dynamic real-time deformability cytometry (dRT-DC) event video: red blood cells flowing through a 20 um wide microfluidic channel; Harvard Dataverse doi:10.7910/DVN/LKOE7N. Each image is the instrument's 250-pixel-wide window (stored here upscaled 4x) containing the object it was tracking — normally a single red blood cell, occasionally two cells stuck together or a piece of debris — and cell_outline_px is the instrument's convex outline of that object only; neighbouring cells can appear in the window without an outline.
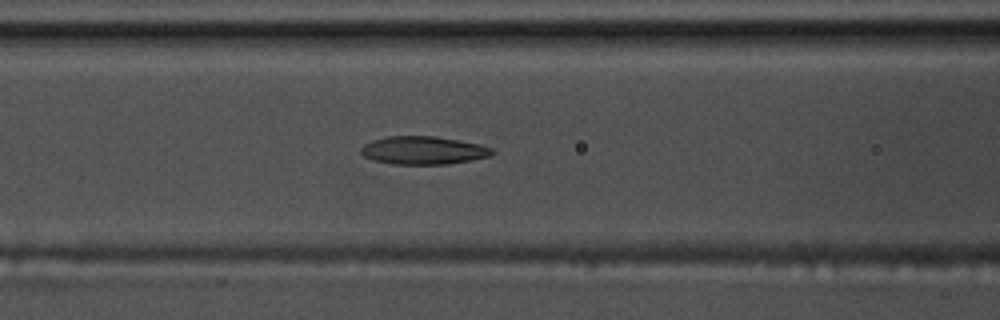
{"species": "common noctule bat (a hibernating species)", "species_latin": "Nyctalus noctula", "temperature_condition": "warm", "stored_images_in_passage": 49, "camera_frame_rate_fps": 3000, "um_per_image_px": 0.085, "animal": {"sex": "male", "body_mass_g": 17.5, "forearm_length_mm": 52.3}, "frame": {"image": 1, "passage_image": 15, "time_ms": 4.667, "image_size_px": [1000, 320], "cell_outline_px": [[496, 152], [488, 156], [468, 160], [444, 164], [392, 164], [372, 160], [364, 156], [360, 152], [360, 148], [364, 144], [372, 140], [388, 136], [436, 136], [480, 144], [492, 148]], "centroid_in_image_um": [35.94, 12.77], "position_along_channel_um": 130.7, "area_um2": 21.39}}
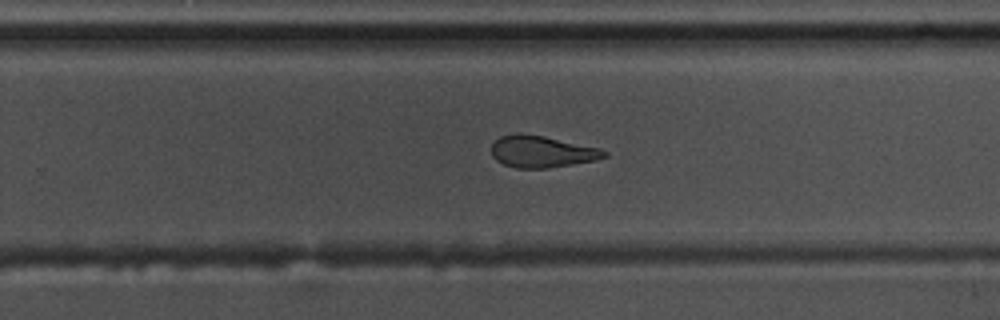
{"frame": {"image": 2, "passage_image": 28, "time_ms": 9.0, "image_size_px": [1000, 320], "cell_outline_px": [[608, 156], [596, 160], [548, 168], [516, 168], [504, 164], [496, 160], [492, 156], [492, 144], [500, 136], [544, 136], [600, 148], [608, 152]], "centroid_in_image_um": [46.11, 12.93], "position_along_channel_um": 283.7, "area_um2": 20.29}}
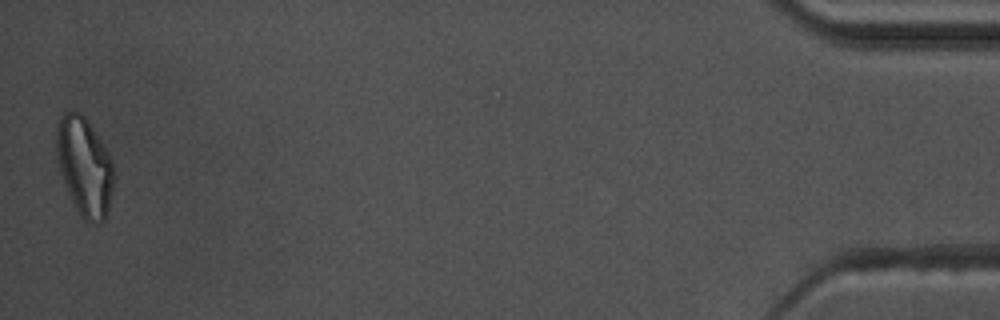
{"frame": {"image": 3, "passage_image": 48, "time_ms": 15.667, "image_size_px": [1000, 320], "cell_outline_px": [[112, 188], [108, 208], [104, 220], [100, 224], [88, 224], [84, 220], [76, 208], [68, 192], [60, 168], [56, 152], [56, 120], [64, 112], [80, 112], [84, 116], [108, 152], [112, 160]], "centroid_in_image_um": [7.16, 14.15], "position_along_channel_um": 428.0, "area_um2": 32.43}, "authors_computed_cell_mechanics": {"area_um2": 22.0796, "velocity_mm_per_s": 3.5476, "shape_relaxation_time_tau1_ms": null, "shape_relaxation_time_tau2_ms": 3.3574, "deformation_change_tau1": null, "deformation_change_tau2": 0.1041}}